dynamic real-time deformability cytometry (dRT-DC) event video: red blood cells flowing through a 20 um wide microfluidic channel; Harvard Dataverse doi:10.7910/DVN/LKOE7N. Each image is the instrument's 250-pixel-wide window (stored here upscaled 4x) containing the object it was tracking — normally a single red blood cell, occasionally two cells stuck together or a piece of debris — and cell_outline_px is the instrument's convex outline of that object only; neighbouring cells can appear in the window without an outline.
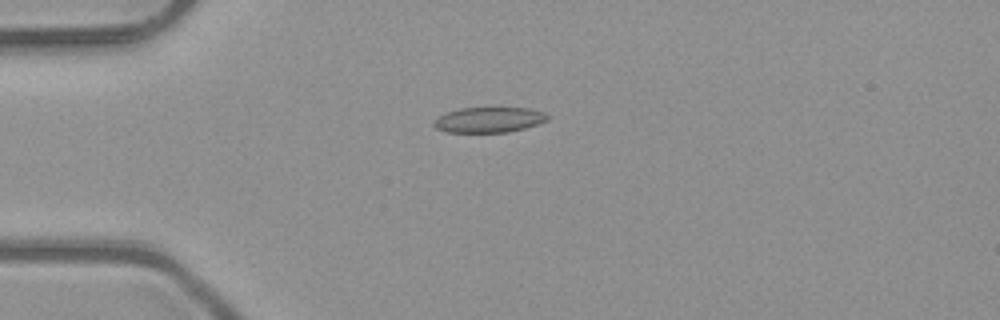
{"species": "common noctule bat (a hibernating species)", "species_latin": "Nyctalus noctula", "temperature_condition": "room temperature", "stored_images_in_passage": 5, "camera_frame_rate_fps": 3000, "um_per_image_px": 0.085, "animal": {"sex": "male", "body_mass_g": 23.1, "forearm_length_mm": 52.7}, "frame": {"image": 1, "passage_image": 2, "time_ms": 0.333, "image_size_px": [1000, 320], "cell_outline_px": [[548, 120], [524, 128], [508, 132], [448, 132], [436, 128], [432, 124], [432, 120], [436, 116], [444, 112], [460, 108], [496, 104], [532, 108], [544, 112], [548, 116]], "centroid_in_image_um": [41.54, 10.11], "position_along_channel_um": 43.5, "area_um2": 17.98}}
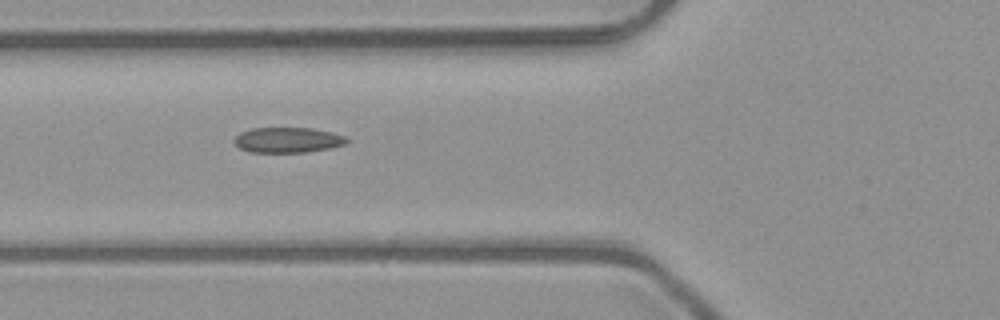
{"frame": {"image": 2, "passage_image": 4, "time_ms": 1.0, "image_size_px": [1000, 320], "cell_outline_px": [[348, 140], [344, 144], [328, 148], [304, 152], [248, 152], [240, 148], [232, 140], [240, 132], [252, 128], [312, 128], [332, 132], [348, 136]], "centroid_in_image_um": [24.44, 11.89], "position_along_channel_um": 101.4, "area_um2": 16.59}}
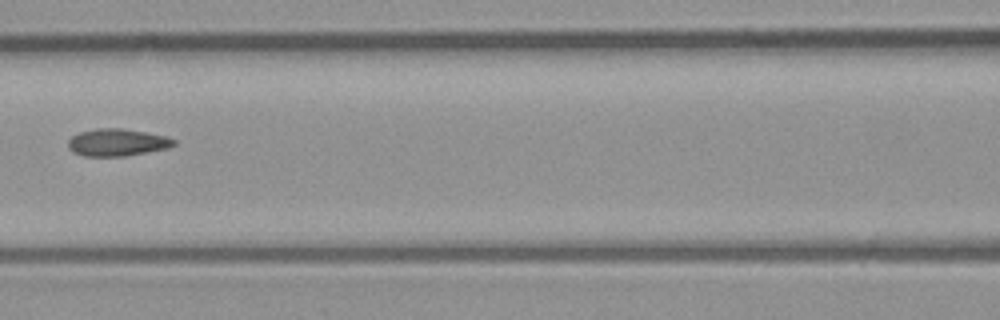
{"frame": {"image": 3, "passage_image": 5, "time_ms": 1.333, "image_size_px": [1000, 320], "cell_outline_px": [[176, 144], [168, 148], [124, 156], [84, 156], [72, 152], [68, 148], [68, 140], [72, 136], [80, 132], [96, 128], [124, 128], [164, 136], [176, 140]], "centroid_in_image_um": [9.93, 12.1], "position_along_channel_um": 156.7, "area_um2": 16.76}}